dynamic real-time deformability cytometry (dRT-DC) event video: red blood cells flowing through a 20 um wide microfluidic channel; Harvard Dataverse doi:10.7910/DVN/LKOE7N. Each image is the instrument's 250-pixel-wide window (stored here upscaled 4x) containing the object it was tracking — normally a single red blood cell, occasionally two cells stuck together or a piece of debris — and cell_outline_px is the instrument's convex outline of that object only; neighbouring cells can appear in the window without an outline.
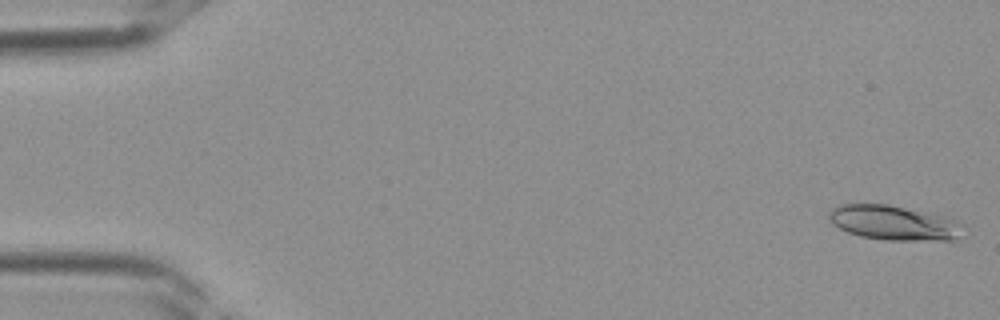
{"species": "Egyptian fruit bat (a non-hibernating species)", "species_latin": "Rousettus aegyptiacus", "temperature_condition": "room temperature", "stored_images_in_passage": 37, "camera_frame_rate_fps": 3000, "um_per_image_px": 0.085, "frame": {"image": 1, "passage_image": 1, "time_ms": 0.0, "image_size_px": [1000, 320], "cell_outline_px": [[968, 236], [956, 240], [884, 240], [860, 236], [848, 232], [832, 224], [828, 220], [828, 212], [832, 208], [840, 204], [888, 204], [944, 216], [960, 224]], "centroid_in_image_um": [75.99, 18.95], "position_along_channel_um": 9.0, "area_um2": 27.4}}
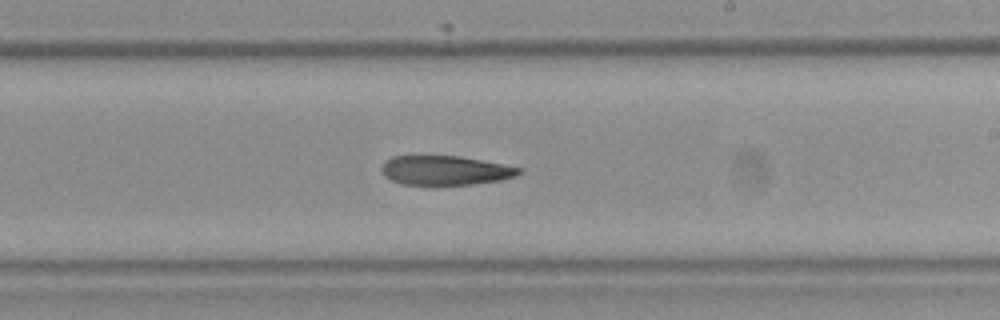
{"frame": {"image": 2, "passage_image": 22, "time_ms": 7.0, "image_size_px": [1000, 320], "cell_outline_px": [[524, 172], [516, 176], [500, 180], [472, 184], [400, 184], [384, 176], [380, 168], [392, 156], [460, 156], [504, 164], [524, 168]], "centroid_in_image_um": [37.9, 14.47], "position_along_channel_um": 251.1, "area_um2": 23.41}}
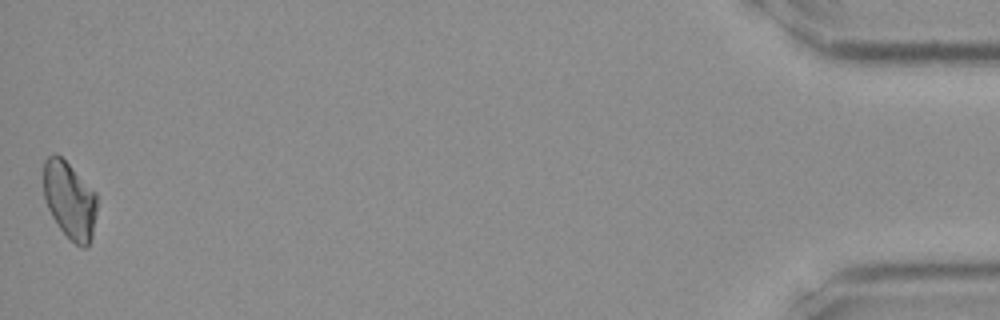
{"frame": {"image": 3, "passage_image": 37, "time_ms": 12.0, "image_size_px": [1000, 320], "cell_outline_px": [[96, 212], [92, 236], [88, 248], [80, 248], [60, 228], [52, 216], [48, 208], [44, 196], [44, 160], [52, 152], [56, 152], [96, 192]], "centroid_in_image_um": [5.92, 17.01], "position_along_channel_um": 429.3, "area_um2": 23.87}}